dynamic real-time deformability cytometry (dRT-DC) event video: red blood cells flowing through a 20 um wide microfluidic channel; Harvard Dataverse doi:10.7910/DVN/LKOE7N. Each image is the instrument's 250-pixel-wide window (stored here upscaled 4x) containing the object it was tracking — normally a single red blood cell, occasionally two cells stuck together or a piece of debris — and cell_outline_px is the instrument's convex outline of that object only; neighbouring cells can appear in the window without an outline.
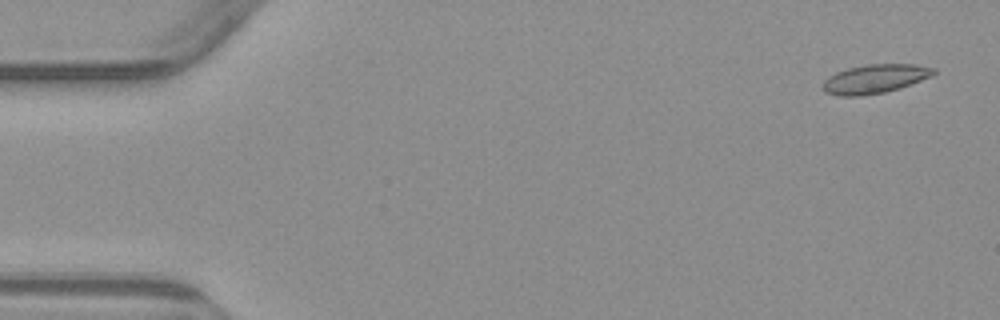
{"species": "common noctule bat (a hibernating species)", "species_latin": "Nyctalus noctula", "temperature_condition": "warm", "stored_images_in_passage": 4, "camera_frame_rate_fps": 3000, "um_per_image_px": 0.085, "animal": {"sex": "male", "body_mass_g": 23.1, "forearm_length_mm": 52.7}, "frame": {"image": 1, "passage_image": 1, "time_ms": 0.0, "image_size_px": [1000, 320], "cell_outline_px": [[936, 72], [932, 76], [900, 88], [884, 92], [860, 96], [836, 96], [824, 92], [820, 88], [824, 80], [828, 76], [836, 72], [848, 68], [868, 64], [916, 64], [936, 68]], "centroid_in_image_um": [74.33, 6.7], "position_along_channel_um": 10.7, "area_um2": 18.9}}
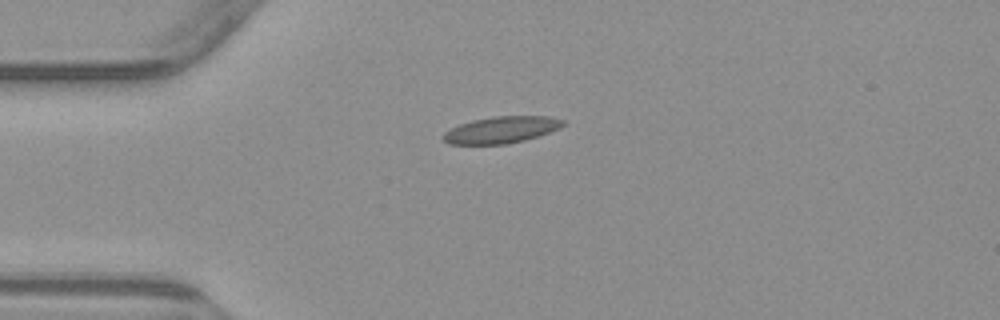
{"frame": {"image": 2, "passage_image": 4, "time_ms": 3.667, "image_size_px": [1000, 320], "cell_outline_px": [[564, 124], [560, 128], [524, 140], [504, 144], [448, 144], [440, 136], [444, 132], [460, 124], [472, 120], [492, 116], [548, 116], [564, 120]], "centroid_in_image_um": [42.57, 11.03], "position_along_channel_um": 42.4, "area_um2": 18.5}}